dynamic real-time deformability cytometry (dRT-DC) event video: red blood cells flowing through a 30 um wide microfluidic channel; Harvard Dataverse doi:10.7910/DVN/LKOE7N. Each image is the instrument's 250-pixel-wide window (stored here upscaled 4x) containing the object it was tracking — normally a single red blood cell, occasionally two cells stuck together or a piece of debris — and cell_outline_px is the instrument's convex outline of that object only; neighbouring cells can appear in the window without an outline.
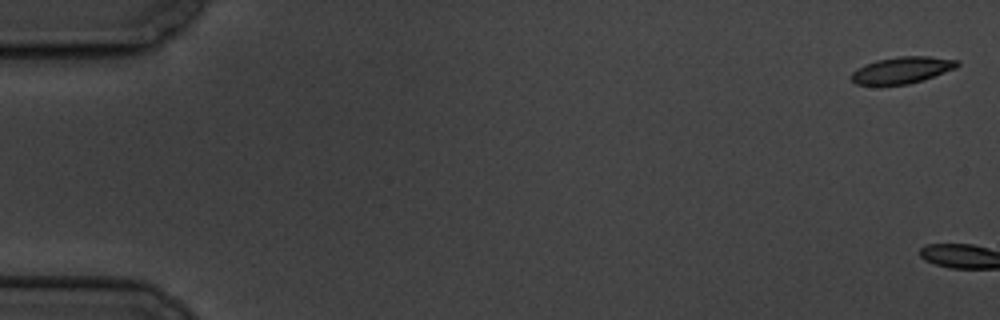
{"species": "common noctule bat (a hibernating species)", "species_latin": "Nyctalus noctula", "temperature_condition": "cold", "stored_images_in_passage": 6, "camera_frame_rate_fps": 3000, "um_per_image_px": 0.085, "animal": {"sex": "male", "body_mass_g": 19.5, "forearm_length_mm": 54.6}, "frame": {"image": 1, "passage_image": 1, "time_ms": 0.0, "image_size_px": [1000, 320], "cell_outline_px": [[960, 64], [956, 68], [908, 84], [856, 84], [852, 80], [852, 72], [864, 64], [876, 60], [900, 56], [928, 56], [956, 60]], "centroid_in_image_um": [76.66, 5.94], "position_along_channel_um": 8.3, "area_um2": 16.01}}
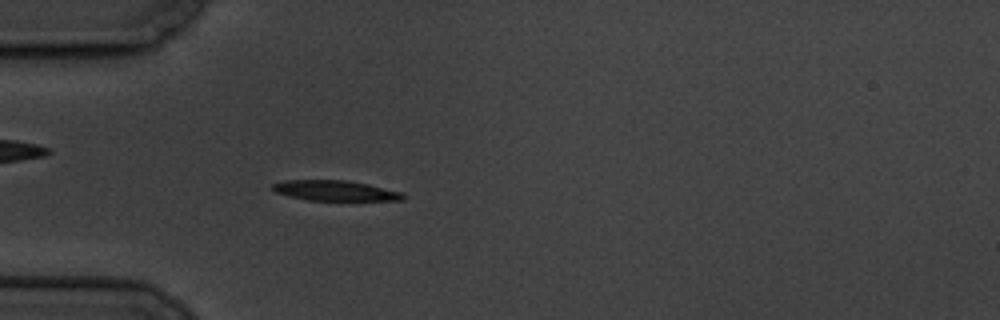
{"frame": {"image": 2, "passage_image": 6, "time_ms": 6.667, "image_size_px": [1000, 320], "cell_outline_px": [[408, 196], [404, 200], [308, 200], [288, 196], [276, 192], [272, 188], [272, 184], [284, 180], [344, 180], [368, 184], [404, 192]], "centroid_in_image_um": [28.54, 16.2], "position_along_channel_um": 56.5, "area_um2": 15.49}}